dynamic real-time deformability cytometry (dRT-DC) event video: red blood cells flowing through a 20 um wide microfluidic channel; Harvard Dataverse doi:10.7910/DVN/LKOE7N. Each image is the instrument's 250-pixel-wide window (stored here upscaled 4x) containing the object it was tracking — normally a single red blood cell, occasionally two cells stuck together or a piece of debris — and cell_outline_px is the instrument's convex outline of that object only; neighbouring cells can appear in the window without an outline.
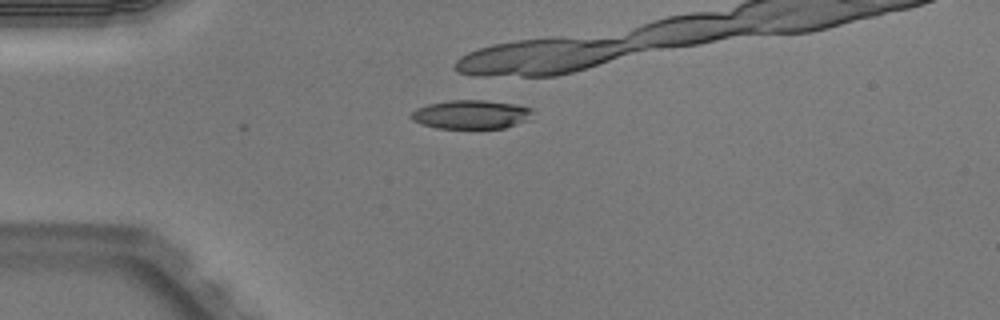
{"species": "Egyptian fruit bat (a non-hibernating species)", "species_latin": "Rousettus aegyptiacus", "temperature_condition": "warm", "stored_images_in_passage": 2, "camera_frame_rate_fps": 3000, "um_per_image_px": 0.085, "animal": {"sex": "male"}, "frame": {"image": 1, "passage_image": 1, "time_ms": 0.0, "image_size_px": [1000, 320], "cell_outline_px": [[532, 112], [524, 120], [516, 124], [504, 128], [436, 128], [420, 124], [412, 120], [408, 116], [416, 108], [428, 104], [448, 100], [484, 100], [516, 104], [532, 108]], "centroid_in_image_um": [39.96, 9.72], "position_along_channel_um": 45.0, "area_um2": 20.35}}